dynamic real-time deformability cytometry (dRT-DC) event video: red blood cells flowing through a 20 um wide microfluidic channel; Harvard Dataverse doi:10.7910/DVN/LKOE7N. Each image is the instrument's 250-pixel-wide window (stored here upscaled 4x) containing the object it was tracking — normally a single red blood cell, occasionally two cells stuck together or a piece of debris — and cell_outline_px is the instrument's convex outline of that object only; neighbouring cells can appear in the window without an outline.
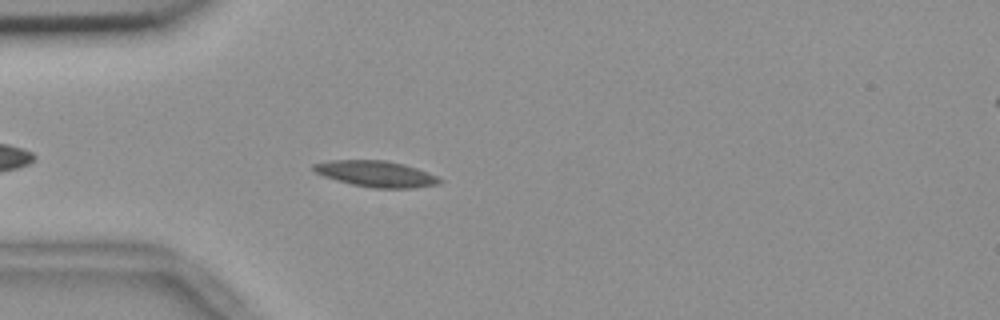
{"species": "common noctule bat (a hibernating species)", "species_latin": "Nyctalus noctula", "temperature_condition": "room temperature", "stored_images_in_passage": 46, "camera_frame_rate_fps": 3000, "um_per_image_px": 0.085, "animal": {"sex": "female", "body_mass_g": 18.4}, "frame": {"image": 1, "passage_image": 6, "time_ms": 1.667, "image_size_px": [1000, 320], "cell_outline_px": [[444, 180], [440, 184], [416, 188], [372, 188], [352, 184], [336, 180], [324, 176], [316, 172], [312, 168], [312, 164], [332, 160], [384, 160], [404, 164], [428, 172]], "centroid_in_image_um": [32.0, 14.78], "position_along_channel_um": 53.0, "area_um2": 19.19}}
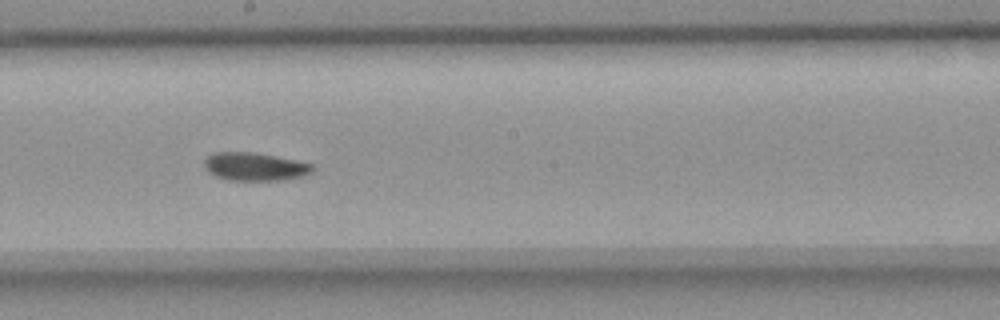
{"frame": {"image": 2, "passage_image": 21, "time_ms": 6.667, "image_size_px": [1000, 320], "cell_outline_px": [[316, 168], [312, 172], [304, 176], [284, 180], [228, 180], [216, 176], [208, 172], [204, 168], [204, 160], [212, 152], [252, 152], [276, 156], [296, 160], [312, 164]], "centroid_in_image_um": [21.67, 14.16], "position_along_channel_um": 226.5, "area_um2": 17.92}}
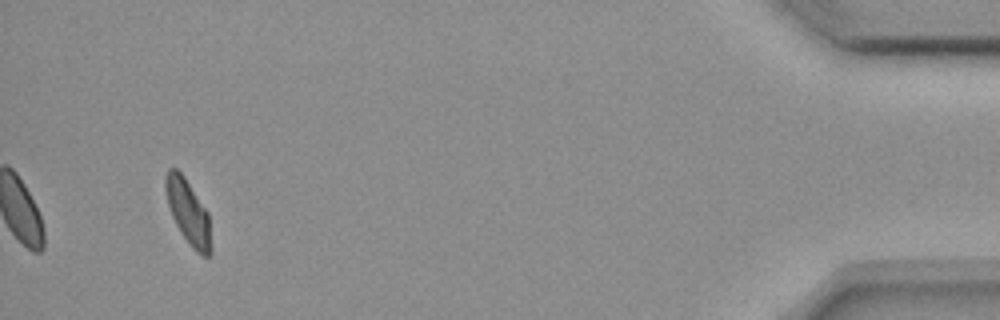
{"frame": {"image": 3, "passage_image": 43, "time_ms": 14.0, "image_size_px": [1000, 320], "cell_outline_px": [[212, 252], [208, 256], [200, 256], [192, 248], [180, 232], [172, 216], [168, 204], [164, 188], [164, 176], [168, 168], [176, 168], [184, 176], [208, 212], [212, 248]], "centroid_in_image_um": [15.99, 18.03], "position_along_channel_um": 419.2, "area_um2": 17.28}, "authors_computed_cell_mechanics": {"area_um2": 17.8313, "velocity_mm_per_s": 3.6402, "shape_relaxation_time_tau1_ms": 6.4942, "shape_relaxation_time_tau2_ms": 3.1335, "deformation_change_tau1": 0.1504, "deformation_change_tau2": 0.0704}}